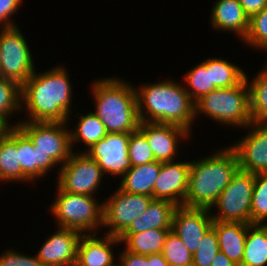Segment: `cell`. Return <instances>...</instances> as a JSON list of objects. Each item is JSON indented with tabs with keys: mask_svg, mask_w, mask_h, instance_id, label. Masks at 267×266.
<instances>
[{
	"mask_svg": "<svg viewBox=\"0 0 267 266\" xmlns=\"http://www.w3.org/2000/svg\"><path fill=\"white\" fill-rule=\"evenodd\" d=\"M67 67L57 64L47 71L35 70L21 86V112L28 122H68L73 113V83Z\"/></svg>",
	"mask_w": 267,
	"mask_h": 266,
	"instance_id": "6da1fadb",
	"label": "cell"
},
{
	"mask_svg": "<svg viewBox=\"0 0 267 266\" xmlns=\"http://www.w3.org/2000/svg\"><path fill=\"white\" fill-rule=\"evenodd\" d=\"M180 81L165 78L135 86L140 122L174 124L193 133L195 102Z\"/></svg>",
	"mask_w": 267,
	"mask_h": 266,
	"instance_id": "7a4b0ae2",
	"label": "cell"
},
{
	"mask_svg": "<svg viewBox=\"0 0 267 266\" xmlns=\"http://www.w3.org/2000/svg\"><path fill=\"white\" fill-rule=\"evenodd\" d=\"M132 83L116 76L96 77L89 87L94 101L93 113L108 133H131L139 128L137 96Z\"/></svg>",
	"mask_w": 267,
	"mask_h": 266,
	"instance_id": "3957f363",
	"label": "cell"
},
{
	"mask_svg": "<svg viewBox=\"0 0 267 266\" xmlns=\"http://www.w3.org/2000/svg\"><path fill=\"white\" fill-rule=\"evenodd\" d=\"M211 155L191 159L184 206L211 209L239 169L235 151L227 145Z\"/></svg>",
	"mask_w": 267,
	"mask_h": 266,
	"instance_id": "277c9868",
	"label": "cell"
},
{
	"mask_svg": "<svg viewBox=\"0 0 267 266\" xmlns=\"http://www.w3.org/2000/svg\"><path fill=\"white\" fill-rule=\"evenodd\" d=\"M203 114L220 127L245 129L252 123L249 88L245 78L236 86L217 88L195 102V118Z\"/></svg>",
	"mask_w": 267,
	"mask_h": 266,
	"instance_id": "5b68a950",
	"label": "cell"
},
{
	"mask_svg": "<svg viewBox=\"0 0 267 266\" xmlns=\"http://www.w3.org/2000/svg\"><path fill=\"white\" fill-rule=\"evenodd\" d=\"M50 203V212L57 227L95 234L103 228V201L96 196L80 195L62 190L57 184ZM101 202V203H100Z\"/></svg>",
	"mask_w": 267,
	"mask_h": 266,
	"instance_id": "8992f818",
	"label": "cell"
},
{
	"mask_svg": "<svg viewBox=\"0 0 267 266\" xmlns=\"http://www.w3.org/2000/svg\"><path fill=\"white\" fill-rule=\"evenodd\" d=\"M254 183L255 174L238 169L210 209L213 221L251 224Z\"/></svg>",
	"mask_w": 267,
	"mask_h": 266,
	"instance_id": "52a82bcc",
	"label": "cell"
},
{
	"mask_svg": "<svg viewBox=\"0 0 267 266\" xmlns=\"http://www.w3.org/2000/svg\"><path fill=\"white\" fill-rule=\"evenodd\" d=\"M20 28L0 29V77L21 87L33 75L37 66L27 38Z\"/></svg>",
	"mask_w": 267,
	"mask_h": 266,
	"instance_id": "ba28073f",
	"label": "cell"
},
{
	"mask_svg": "<svg viewBox=\"0 0 267 266\" xmlns=\"http://www.w3.org/2000/svg\"><path fill=\"white\" fill-rule=\"evenodd\" d=\"M103 178L107 177L93 158L86 152L73 151L69 160L60 166L55 183L66 192L96 196Z\"/></svg>",
	"mask_w": 267,
	"mask_h": 266,
	"instance_id": "9c48e42d",
	"label": "cell"
},
{
	"mask_svg": "<svg viewBox=\"0 0 267 266\" xmlns=\"http://www.w3.org/2000/svg\"><path fill=\"white\" fill-rule=\"evenodd\" d=\"M153 197L124 192L119 187L103 200V232L119 237L148 208Z\"/></svg>",
	"mask_w": 267,
	"mask_h": 266,
	"instance_id": "30bf717a",
	"label": "cell"
},
{
	"mask_svg": "<svg viewBox=\"0 0 267 266\" xmlns=\"http://www.w3.org/2000/svg\"><path fill=\"white\" fill-rule=\"evenodd\" d=\"M68 125V122L20 121L18 127L37 146V149L49 155L59 166H62L73 153L70 125Z\"/></svg>",
	"mask_w": 267,
	"mask_h": 266,
	"instance_id": "8fae6325",
	"label": "cell"
},
{
	"mask_svg": "<svg viewBox=\"0 0 267 266\" xmlns=\"http://www.w3.org/2000/svg\"><path fill=\"white\" fill-rule=\"evenodd\" d=\"M130 133H108L85 152L93 158L105 176L121 179L132 167L128 157Z\"/></svg>",
	"mask_w": 267,
	"mask_h": 266,
	"instance_id": "7c38bea8",
	"label": "cell"
},
{
	"mask_svg": "<svg viewBox=\"0 0 267 266\" xmlns=\"http://www.w3.org/2000/svg\"><path fill=\"white\" fill-rule=\"evenodd\" d=\"M246 135L231 143L239 169L252 174L267 173V123H251Z\"/></svg>",
	"mask_w": 267,
	"mask_h": 266,
	"instance_id": "4fadbf2b",
	"label": "cell"
},
{
	"mask_svg": "<svg viewBox=\"0 0 267 266\" xmlns=\"http://www.w3.org/2000/svg\"><path fill=\"white\" fill-rule=\"evenodd\" d=\"M138 129L145 135L155 160L162 163L176 160L179 143L188 142L192 137L184 127L174 124L140 122Z\"/></svg>",
	"mask_w": 267,
	"mask_h": 266,
	"instance_id": "5bb4252c",
	"label": "cell"
},
{
	"mask_svg": "<svg viewBox=\"0 0 267 266\" xmlns=\"http://www.w3.org/2000/svg\"><path fill=\"white\" fill-rule=\"evenodd\" d=\"M210 209L177 206L172 217V231L181 239L192 255L205 233L213 226Z\"/></svg>",
	"mask_w": 267,
	"mask_h": 266,
	"instance_id": "9a60e30c",
	"label": "cell"
},
{
	"mask_svg": "<svg viewBox=\"0 0 267 266\" xmlns=\"http://www.w3.org/2000/svg\"><path fill=\"white\" fill-rule=\"evenodd\" d=\"M191 160L161 162V169L153 186V199L168 200L184 206Z\"/></svg>",
	"mask_w": 267,
	"mask_h": 266,
	"instance_id": "2e32d148",
	"label": "cell"
},
{
	"mask_svg": "<svg viewBox=\"0 0 267 266\" xmlns=\"http://www.w3.org/2000/svg\"><path fill=\"white\" fill-rule=\"evenodd\" d=\"M44 239L36 255L44 266H75L82 233L62 227Z\"/></svg>",
	"mask_w": 267,
	"mask_h": 266,
	"instance_id": "e0dca14e",
	"label": "cell"
},
{
	"mask_svg": "<svg viewBox=\"0 0 267 266\" xmlns=\"http://www.w3.org/2000/svg\"><path fill=\"white\" fill-rule=\"evenodd\" d=\"M118 245L121 248L122 244L117 236L100 232L82 234L77 248L75 266H115L118 258L113 250Z\"/></svg>",
	"mask_w": 267,
	"mask_h": 266,
	"instance_id": "ac0fdd59",
	"label": "cell"
},
{
	"mask_svg": "<svg viewBox=\"0 0 267 266\" xmlns=\"http://www.w3.org/2000/svg\"><path fill=\"white\" fill-rule=\"evenodd\" d=\"M17 152L21 165V183H37L57 166L58 172L56 171V173L58 175L60 166L49 155L37 149V146L18 126Z\"/></svg>",
	"mask_w": 267,
	"mask_h": 266,
	"instance_id": "d6986e66",
	"label": "cell"
},
{
	"mask_svg": "<svg viewBox=\"0 0 267 266\" xmlns=\"http://www.w3.org/2000/svg\"><path fill=\"white\" fill-rule=\"evenodd\" d=\"M211 7L209 20L211 28L217 33H233L241 41L249 28V17L238 0H216Z\"/></svg>",
	"mask_w": 267,
	"mask_h": 266,
	"instance_id": "ffe728a7",
	"label": "cell"
},
{
	"mask_svg": "<svg viewBox=\"0 0 267 266\" xmlns=\"http://www.w3.org/2000/svg\"><path fill=\"white\" fill-rule=\"evenodd\" d=\"M219 250L238 266L244 256L247 223L213 221Z\"/></svg>",
	"mask_w": 267,
	"mask_h": 266,
	"instance_id": "44dd1931",
	"label": "cell"
},
{
	"mask_svg": "<svg viewBox=\"0 0 267 266\" xmlns=\"http://www.w3.org/2000/svg\"><path fill=\"white\" fill-rule=\"evenodd\" d=\"M177 205L168 200L153 199L122 234H135L150 229H172V217Z\"/></svg>",
	"mask_w": 267,
	"mask_h": 266,
	"instance_id": "7402d4cb",
	"label": "cell"
},
{
	"mask_svg": "<svg viewBox=\"0 0 267 266\" xmlns=\"http://www.w3.org/2000/svg\"><path fill=\"white\" fill-rule=\"evenodd\" d=\"M160 169L159 161L132 166L120 179L118 187L124 192L153 197V186Z\"/></svg>",
	"mask_w": 267,
	"mask_h": 266,
	"instance_id": "603a6c76",
	"label": "cell"
},
{
	"mask_svg": "<svg viewBox=\"0 0 267 266\" xmlns=\"http://www.w3.org/2000/svg\"><path fill=\"white\" fill-rule=\"evenodd\" d=\"M0 182L21 183V165L17 152V127H10L0 138ZM10 182V183H9Z\"/></svg>",
	"mask_w": 267,
	"mask_h": 266,
	"instance_id": "cb8c5ba5",
	"label": "cell"
},
{
	"mask_svg": "<svg viewBox=\"0 0 267 266\" xmlns=\"http://www.w3.org/2000/svg\"><path fill=\"white\" fill-rule=\"evenodd\" d=\"M83 114H80L79 112L75 114L77 117L79 116V118L74 121L76 122L74 128H70L71 147L75 152H81V149H76L77 147H75V143H80L81 145L84 144L85 150H82V152H85L93 144L97 143L108 134L104 124L93 111Z\"/></svg>",
	"mask_w": 267,
	"mask_h": 266,
	"instance_id": "d4e9b609",
	"label": "cell"
},
{
	"mask_svg": "<svg viewBox=\"0 0 267 266\" xmlns=\"http://www.w3.org/2000/svg\"><path fill=\"white\" fill-rule=\"evenodd\" d=\"M171 229H150L135 234H121L118 238L126 251L140 255L161 253Z\"/></svg>",
	"mask_w": 267,
	"mask_h": 266,
	"instance_id": "484cf974",
	"label": "cell"
},
{
	"mask_svg": "<svg viewBox=\"0 0 267 266\" xmlns=\"http://www.w3.org/2000/svg\"><path fill=\"white\" fill-rule=\"evenodd\" d=\"M239 266H267V224H247L244 256Z\"/></svg>",
	"mask_w": 267,
	"mask_h": 266,
	"instance_id": "4316f807",
	"label": "cell"
},
{
	"mask_svg": "<svg viewBox=\"0 0 267 266\" xmlns=\"http://www.w3.org/2000/svg\"><path fill=\"white\" fill-rule=\"evenodd\" d=\"M260 69L251 79L247 73L245 74L253 123H267V62Z\"/></svg>",
	"mask_w": 267,
	"mask_h": 266,
	"instance_id": "83f0119b",
	"label": "cell"
},
{
	"mask_svg": "<svg viewBox=\"0 0 267 266\" xmlns=\"http://www.w3.org/2000/svg\"><path fill=\"white\" fill-rule=\"evenodd\" d=\"M183 82L185 90L194 102L211 92V57L186 71Z\"/></svg>",
	"mask_w": 267,
	"mask_h": 266,
	"instance_id": "f1b7e54d",
	"label": "cell"
},
{
	"mask_svg": "<svg viewBox=\"0 0 267 266\" xmlns=\"http://www.w3.org/2000/svg\"><path fill=\"white\" fill-rule=\"evenodd\" d=\"M247 71L236 63L221 57L211 58V91L238 85Z\"/></svg>",
	"mask_w": 267,
	"mask_h": 266,
	"instance_id": "f546056e",
	"label": "cell"
},
{
	"mask_svg": "<svg viewBox=\"0 0 267 266\" xmlns=\"http://www.w3.org/2000/svg\"><path fill=\"white\" fill-rule=\"evenodd\" d=\"M21 113V87L11 80L0 77V117L10 126L17 127L19 121L11 119Z\"/></svg>",
	"mask_w": 267,
	"mask_h": 266,
	"instance_id": "4dcf8cb0",
	"label": "cell"
},
{
	"mask_svg": "<svg viewBox=\"0 0 267 266\" xmlns=\"http://www.w3.org/2000/svg\"><path fill=\"white\" fill-rule=\"evenodd\" d=\"M242 41L255 51L267 52V7L249 18L248 32Z\"/></svg>",
	"mask_w": 267,
	"mask_h": 266,
	"instance_id": "1f68e13d",
	"label": "cell"
},
{
	"mask_svg": "<svg viewBox=\"0 0 267 266\" xmlns=\"http://www.w3.org/2000/svg\"><path fill=\"white\" fill-rule=\"evenodd\" d=\"M251 224H267V173L255 174L251 202Z\"/></svg>",
	"mask_w": 267,
	"mask_h": 266,
	"instance_id": "d6a6232c",
	"label": "cell"
},
{
	"mask_svg": "<svg viewBox=\"0 0 267 266\" xmlns=\"http://www.w3.org/2000/svg\"><path fill=\"white\" fill-rule=\"evenodd\" d=\"M161 253L169 266H183L193 262V255L172 230L167 234Z\"/></svg>",
	"mask_w": 267,
	"mask_h": 266,
	"instance_id": "836d02e7",
	"label": "cell"
},
{
	"mask_svg": "<svg viewBox=\"0 0 267 266\" xmlns=\"http://www.w3.org/2000/svg\"><path fill=\"white\" fill-rule=\"evenodd\" d=\"M128 150L131 166L156 161L145 135L139 129L130 133Z\"/></svg>",
	"mask_w": 267,
	"mask_h": 266,
	"instance_id": "e575fe53",
	"label": "cell"
},
{
	"mask_svg": "<svg viewBox=\"0 0 267 266\" xmlns=\"http://www.w3.org/2000/svg\"><path fill=\"white\" fill-rule=\"evenodd\" d=\"M219 251L218 237L215 229L211 227L205 233L193 255V264L195 266H210Z\"/></svg>",
	"mask_w": 267,
	"mask_h": 266,
	"instance_id": "d590c367",
	"label": "cell"
},
{
	"mask_svg": "<svg viewBox=\"0 0 267 266\" xmlns=\"http://www.w3.org/2000/svg\"><path fill=\"white\" fill-rule=\"evenodd\" d=\"M0 266H44L38 259L37 255L34 256L25 254L17 249L10 248L0 254Z\"/></svg>",
	"mask_w": 267,
	"mask_h": 266,
	"instance_id": "8d00e7d4",
	"label": "cell"
},
{
	"mask_svg": "<svg viewBox=\"0 0 267 266\" xmlns=\"http://www.w3.org/2000/svg\"><path fill=\"white\" fill-rule=\"evenodd\" d=\"M22 3L23 0H0V29L18 26L16 20H12V18L20 10L19 8L22 7Z\"/></svg>",
	"mask_w": 267,
	"mask_h": 266,
	"instance_id": "74e56055",
	"label": "cell"
},
{
	"mask_svg": "<svg viewBox=\"0 0 267 266\" xmlns=\"http://www.w3.org/2000/svg\"><path fill=\"white\" fill-rule=\"evenodd\" d=\"M122 249L121 252L117 253L120 266H148L147 255L128 252L123 247Z\"/></svg>",
	"mask_w": 267,
	"mask_h": 266,
	"instance_id": "f35d334b",
	"label": "cell"
},
{
	"mask_svg": "<svg viewBox=\"0 0 267 266\" xmlns=\"http://www.w3.org/2000/svg\"><path fill=\"white\" fill-rule=\"evenodd\" d=\"M245 14L250 18L267 7V0H238Z\"/></svg>",
	"mask_w": 267,
	"mask_h": 266,
	"instance_id": "ab89813d",
	"label": "cell"
},
{
	"mask_svg": "<svg viewBox=\"0 0 267 266\" xmlns=\"http://www.w3.org/2000/svg\"><path fill=\"white\" fill-rule=\"evenodd\" d=\"M210 266H238L233 261H231L224 253L219 251L215 258L213 259Z\"/></svg>",
	"mask_w": 267,
	"mask_h": 266,
	"instance_id": "60d3db41",
	"label": "cell"
},
{
	"mask_svg": "<svg viewBox=\"0 0 267 266\" xmlns=\"http://www.w3.org/2000/svg\"><path fill=\"white\" fill-rule=\"evenodd\" d=\"M148 266H169L162 253L147 255Z\"/></svg>",
	"mask_w": 267,
	"mask_h": 266,
	"instance_id": "b9f144b4",
	"label": "cell"
},
{
	"mask_svg": "<svg viewBox=\"0 0 267 266\" xmlns=\"http://www.w3.org/2000/svg\"><path fill=\"white\" fill-rule=\"evenodd\" d=\"M10 126L0 117V138L7 132Z\"/></svg>",
	"mask_w": 267,
	"mask_h": 266,
	"instance_id": "7bdbcfd3",
	"label": "cell"
},
{
	"mask_svg": "<svg viewBox=\"0 0 267 266\" xmlns=\"http://www.w3.org/2000/svg\"><path fill=\"white\" fill-rule=\"evenodd\" d=\"M183 266H195V265L192 262V263H189V264H186V265H183Z\"/></svg>",
	"mask_w": 267,
	"mask_h": 266,
	"instance_id": "ee69618b",
	"label": "cell"
}]
</instances>
